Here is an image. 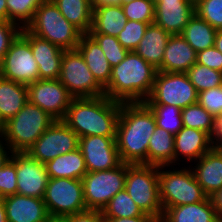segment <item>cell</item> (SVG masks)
<instances>
[{
  "label": "cell",
  "mask_w": 222,
  "mask_h": 222,
  "mask_svg": "<svg viewBox=\"0 0 222 222\" xmlns=\"http://www.w3.org/2000/svg\"><path fill=\"white\" fill-rule=\"evenodd\" d=\"M198 92L186 73L157 71L151 95L145 104H166L184 109L197 103Z\"/></svg>",
  "instance_id": "9"
},
{
  "label": "cell",
  "mask_w": 222,
  "mask_h": 222,
  "mask_svg": "<svg viewBox=\"0 0 222 222\" xmlns=\"http://www.w3.org/2000/svg\"><path fill=\"white\" fill-rule=\"evenodd\" d=\"M210 138L214 146L222 145V112L217 117H214L213 130Z\"/></svg>",
  "instance_id": "46"
},
{
  "label": "cell",
  "mask_w": 222,
  "mask_h": 222,
  "mask_svg": "<svg viewBox=\"0 0 222 222\" xmlns=\"http://www.w3.org/2000/svg\"><path fill=\"white\" fill-rule=\"evenodd\" d=\"M214 46L222 53V30H217Z\"/></svg>",
  "instance_id": "53"
},
{
  "label": "cell",
  "mask_w": 222,
  "mask_h": 222,
  "mask_svg": "<svg viewBox=\"0 0 222 222\" xmlns=\"http://www.w3.org/2000/svg\"><path fill=\"white\" fill-rule=\"evenodd\" d=\"M17 194L16 152L0 168V198Z\"/></svg>",
  "instance_id": "41"
},
{
  "label": "cell",
  "mask_w": 222,
  "mask_h": 222,
  "mask_svg": "<svg viewBox=\"0 0 222 222\" xmlns=\"http://www.w3.org/2000/svg\"><path fill=\"white\" fill-rule=\"evenodd\" d=\"M216 32L208 22L194 14L181 35L198 53L214 46Z\"/></svg>",
  "instance_id": "31"
},
{
  "label": "cell",
  "mask_w": 222,
  "mask_h": 222,
  "mask_svg": "<svg viewBox=\"0 0 222 222\" xmlns=\"http://www.w3.org/2000/svg\"><path fill=\"white\" fill-rule=\"evenodd\" d=\"M26 29L63 50L76 49L83 35L62 15L52 0H45L36 9L33 20Z\"/></svg>",
  "instance_id": "5"
},
{
  "label": "cell",
  "mask_w": 222,
  "mask_h": 222,
  "mask_svg": "<svg viewBox=\"0 0 222 222\" xmlns=\"http://www.w3.org/2000/svg\"><path fill=\"white\" fill-rule=\"evenodd\" d=\"M198 93L222 86V72L195 63L185 72Z\"/></svg>",
  "instance_id": "34"
},
{
  "label": "cell",
  "mask_w": 222,
  "mask_h": 222,
  "mask_svg": "<svg viewBox=\"0 0 222 222\" xmlns=\"http://www.w3.org/2000/svg\"><path fill=\"white\" fill-rule=\"evenodd\" d=\"M88 34L98 43L112 68L121 63L129 52L120 44L116 36L100 33Z\"/></svg>",
  "instance_id": "37"
},
{
  "label": "cell",
  "mask_w": 222,
  "mask_h": 222,
  "mask_svg": "<svg viewBox=\"0 0 222 222\" xmlns=\"http://www.w3.org/2000/svg\"><path fill=\"white\" fill-rule=\"evenodd\" d=\"M28 101L55 120H63L73 97L58 79H39L27 85Z\"/></svg>",
  "instance_id": "14"
},
{
  "label": "cell",
  "mask_w": 222,
  "mask_h": 222,
  "mask_svg": "<svg viewBox=\"0 0 222 222\" xmlns=\"http://www.w3.org/2000/svg\"><path fill=\"white\" fill-rule=\"evenodd\" d=\"M192 167L195 177L208 197L222 188V148L213 146Z\"/></svg>",
  "instance_id": "20"
},
{
  "label": "cell",
  "mask_w": 222,
  "mask_h": 222,
  "mask_svg": "<svg viewBox=\"0 0 222 222\" xmlns=\"http://www.w3.org/2000/svg\"><path fill=\"white\" fill-rule=\"evenodd\" d=\"M3 200L8 222H44L49 216L41 198L14 194Z\"/></svg>",
  "instance_id": "21"
},
{
  "label": "cell",
  "mask_w": 222,
  "mask_h": 222,
  "mask_svg": "<svg viewBox=\"0 0 222 222\" xmlns=\"http://www.w3.org/2000/svg\"><path fill=\"white\" fill-rule=\"evenodd\" d=\"M109 5L121 6V0H91L93 9Z\"/></svg>",
  "instance_id": "50"
},
{
  "label": "cell",
  "mask_w": 222,
  "mask_h": 222,
  "mask_svg": "<svg viewBox=\"0 0 222 222\" xmlns=\"http://www.w3.org/2000/svg\"><path fill=\"white\" fill-rule=\"evenodd\" d=\"M62 15L83 34L92 27L93 8L91 0H52Z\"/></svg>",
  "instance_id": "30"
},
{
  "label": "cell",
  "mask_w": 222,
  "mask_h": 222,
  "mask_svg": "<svg viewBox=\"0 0 222 222\" xmlns=\"http://www.w3.org/2000/svg\"><path fill=\"white\" fill-rule=\"evenodd\" d=\"M127 164L96 172H87L82 178L87 210L102 211L107 203L125 187Z\"/></svg>",
  "instance_id": "8"
},
{
  "label": "cell",
  "mask_w": 222,
  "mask_h": 222,
  "mask_svg": "<svg viewBox=\"0 0 222 222\" xmlns=\"http://www.w3.org/2000/svg\"><path fill=\"white\" fill-rule=\"evenodd\" d=\"M0 20L8 21V8L6 0H0Z\"/></svg>",
  "instance_id": "51"
},
{
  "label": "cell",
  "mask_w": 222,
  "mask_h": 222,
  "mask_svg": "<svg viewBox=\"0 0 222 222\" xmlns=\"http://www.w3.org/2000/svg\"><path fill=\"white\" fill-rule=\"evenodd\" d=\"M105 222H160L157 217H154L149 214H144L142 216L137 217H123V218H104Z\"/></svg>",
  "instance_id": "47"
},
{
  "label": "cell",
  "mask_w": 222,
  "mask_h": 222,
  "mask_svg": "<svg viewBox=\"0 0 222 222\" xmlns=\"http://www.w3.org/2000/svg\"><path fill=\"white\" fill-rule=\"evenodd\" d=\"M45 0H6L8 21L14 22L21 28L33 20L36 9Z\"/></svg>",
  "instance_id": "36"
},
{
  "label": "cell",
  "mask_w": 222,
  "mask_h": 222,
  "mask_svg": "<svg viewBox=\"0 0 222 222\" xmlns=\"http://www.w3.org/2000/svg\"><path fill=\"white\" fill-rule=\"evenodd\" d=\"M197 102L213 117H217L222 112V86L201 91Z\"/></svg>",
  "instance_id": "42"
},
{
  "label": "cell",
  "mask_w": 222,
  "mask_h": 222,
  "mask_svg": "<svg viewBox=\"0 0 222 222\" xmlns=\"http://www.w3.org/2000/svg\"><path fill=\"white\" fill-rule=\"evenodd\" d=\"M28 102L27 85L0 76V123L14 117Z\"/></svg>",
  "instance_id": "26"
},
{
  "label": "cell",
  "mask_w": 222,
  "mask_h": 222,
  "mask_svg": "<svg viewBox=\"0 0 222 222\" xmlns=\"http://www.w3.org/2000/svg\"><path fill=\"white\" fill-rule=\"evenodd\" d=\"M131 1H134V0H121V6L124 4L130 3Z\"/></svg>",
  "instance_id": "55"
},
{
  "label": "cell",
  "mask_w": 222,
  "mask_h": 222,
  "mask_svg": "<svg viewBox=\"0 0 222 222\" xmlns=\"http://www.w3.org/2000/svg\"><path fill=\"white\" fill-rule=\"evenodd\" d=\"M156 126L155 116L144 102L121 103L116 132L121 162L147 165L149 140Z\"/></svg>",
  "instance_id": "1"
},
{
  "label": "cell",
  "mask_w": 222,
  "mask_h": 222,
  "mask_svg": "<svg viewBox=\"0 0 222 222\" xmlns=\"http://www.w3.org/2000/svg\"><path fill=\"white\" fill-rule=\"evenodd\" d=\"M2 129H3V125L0 123V136H1V133H2Z\"/></svg>",
  "instance_id": "56"
},
{
  "label": "cell",
  "mask_w": 222,
  "mask_h": 222,
  "mask_svg": "<svg viewBox=\"0 0 222 222\" xmlns=\"http://www.w3.org/2000/svg\"><path fill=\"white\" fill-rule=\"evenodd\" d=\"M127 21L122 6L109 5L94 8L89 33L117 36L124 29Z\"/></svg>",
  "instance_id": "28"
},
{
  "label": "cell",
  "mask_w": 222,
  "mask_h": 222,
  "mask_svg": "<svg viewBox=\"0 0 222 222\" xmlns=\"http://www.w3.org/2000/svg\"><path fill=\"white\" fill-rule=\"evenodd\" d=\"M79 136L63 120H55L35 141L27 153L46 164L61 154L78 148Z\"/></svg>",
  "instance_id": "12"
},
{
  "label": "cell",
  "mask_w": 222,
  "mask_h": 222,
  "mask_svg": "<svg viewBox=\"0 0 222 222\" xmlns=\"http://www.w3.org/2000/svg\"><path fill=\"white\" fill-rule=\"evenodd\" d=\"M196 63L222 72V53L215 46L205 49L197 53Z\"/></svg>",
  "instance_id": "44"
},
{
  "label": "cell",
  "mask_w": 222,
  "mask_h": 222,
  "mask_svg": "<svg viewBox=\"0 0 222 222\" xmlns=\"http://www.w3.org/2000/svg\"><path fill=\"white\" fill-rule=\"evenodd\" d=\"M43 201L49 215L69 216L87 210L82 180L49 178Z\"/></svg>",
  "instance_id": "11"
},
{
  "label": "cell",
  "mask_w": 222,
  "mask_h": 222,
  "mask_svg": "<svg viewBox=\"0 0 222 222\" xmlns=\"http://www.w3.org/2000/svg\"><path fill=\"white\" fill-rule=\"evenodd\" d=\"M29 43L38 63L39 79H59L64 50L30 33L26 28L20 33Z\"/></svg>",
  "instance_id": "18"
},
{
  "label": "cell",
  "mask_w": 222,
  "mask_h": 222,
  "mask_svg": "<svg viewBox=\"0 0 222 222\" xmlns=\"http://www.w3.org/2000/svg\"><path fill=\"white\" fill-rule=\"evenodd\" d=\"M153 112L156 125L176 135L183 128L182 114L179 107L166 104H146Z\"/></svg>",
  "instance_id": "33"
},
{
  "label": "cell",
  "mask_w": 222,
  "mask_h": 222,
  "mask_svg": "<svg viewBox=\"0 0 222 222\" xmlns=\"http://www.w3.org/2000/svg\"><path fill=\"white\" fill-rule=\"evenodd\" d=\"M160 222H220L210 197L193 204L163 210Z\"/></svg>",
  "instance_id": "24"
},
{
  "label": "cell",
  "mask_w": 222,
  "mask_h": 222,
  "mask_svg": "<svg viewBox=\"0 0 222 222\" xmlns=\"http://www.w3.org/2000/svg\"><path fill=\"white\" fill-rule=\"evenodd\" d=\"M147 165H174V135L158 126L149 140Z\"/></svg>",
  "instance_id": "29"
},
{
  "label": "cell",
  "mask_w": 222,
  "mask_h": 222,
  "mask_svg": "<svg viewBox=\"0 0 222 222\" xmlns=\"http://www.w3.org/2000/svg\"><path fill=\"white\" fill-rule=\"evenodd\" d=\"M76 49L83 56L96 82L105 89L111 78L112 67L98 43L89 34H83Z\"/></svg>",
  "instance_id": "23"
},
{
  "label": "cell",
  "mask_w": 222,
  "mask_h": 222,
  "mask_svg": "<svg viewBox=\"0 0 222 222\" xmlns=\"http://www.w3.org/2000/svg\"><path fill=\"white\" fill-rule=\"evenodd\" d=\"M73 98H89L104 95V89L96 82L83 56L77 49L64 50L58 79Z\"/></svg>",
  "instance_id": "10"
},
{
  "label": "cell",
  "mask_w": 222,
  "mask_h": 222,
  "mask_svg": "<svg viewBox=\"0 0 222 222\" xmlns=\"http://www.w3.org/2000/svg\"><path fill=\"white\" fill-rule=\"evenodd\" d=\"M54 121L48 113L28 101L14 117L3 124L1 137L12 153L27 152Z\"/></svg>",
  "instance_id": "4"
},
{
  "label": "cell",
  "mask_w": 222,
  "mask_h": 222,
  "mask_svg": "<svg viewBox=\"0 0 222 222\" xmlns=\"http://www.w3.org/2000/svg\"><path fill=\"white\" fill-rule=\"evenodd\" d=\"M0 76L24 85L39 80L38 63L30 43L19 34L0 63Z\"/></svg>",
  "instance_id": "13"
},
{
  "label": "cell",
  "mask_w": 222,
  "mask_h": 222,
  "mask_svg": "<svg viewBox=\"0 0 222 222\" xmlns=\"http://www.w3.org/2000/svg\"><path fill=\"white\" fill-rule=\"evenodd\" d=\"M44 222H69L67 216L49 215Z\"/></svg>",
  "instance_id": "52"
},
{
  "label": "cell",
  "mask_w": 222,
  "mask_h": 222,
  "mask_svg": "<svg viewBox=\"0 0 222 222\" xmlns=\"http://www.w3.org/2000/svg\"><path fill=\"white\" fill-rule=\"evenodd\" d=\"M67 217L69 222H105L104 216L99 210H85Z\"/></svg>",
  "instance_id": "45"
},
{
  "label": "cell",
  "mask_w": 222,
  "mask_h": 222,
  "mask_svg": "<svg viewBox=\"0 0 222 222\" xmlns=\"http://www.w3.org/2000/svg\"><path fill=\"white\" fill-rule=\"evenodd\" d=\"M214 146L210 136L201 130L183 128L174 135V165L183 159L190 163L197 161ZM183 157V158H181Z\"/></svg>",
  "instance_id": "19"
},
{
  "label": "cell",
  "mask_w": 222,
  "mask_h": 222,
  "mask_svg": "<svg viewBox=\"0 0 222 222\" xmlns=\"http://www.w3.org/2000/svg\"><path fill=\"white\" fill-rule=\"evenodd\" d=\"M210 199L216 210L219 221L222 222V188L211 195Z\"/></svg>",
  "instance_id": "48"
},
{
  "label": "cell",
  "mask_w": 222,
  "mask_h": 222,
  "mask_svg": "<svg viewBox=\"0 0 222 222\" xmlns=\"http://www.w3.org/2000/svg\"><path fill=\"white\" fill-rule=\"evenodd\" d=\"M124 189L143 213L161 219L158 166L127 164Z\"/></svg>",
  "instance_id": "7"
},
{
  "label": "cell",
  "mask_w": 222,
  "mask_h": 222,
  "mask_svg": "<svg viewBox=\"0 0 222 222\" xmlns=\"http://www.w3.org/2000/svg\"><path fill=\"white\" fill-rule=\"evenodd\" d=\"M78 148L83 154L88 172L109 170L121 163L116 137H80Z\"/></svg>",
  "instance_id": "15"
},
{
  "label": "cell",
  "mask_w": 222,
  "mask_h": 222,
  "mask_svg": "<svg viewBox=\"0 0 222 222\" xmlns=\"http://www.w3.org/2000/svg\"><path fill=\"white\" fill-rule=\"evenodd\" d=\"M195 14L214 29L222 30V0H194Z\"/></svg>",
  "instance_id": "38"
},
{
  "label": "cell",
  "mask_w": 222,
  "mask_h": 222,
  "mask_svg": "<svg viewBox=\"0 0 222 222\" xmlns=\"http://www.w3.org/2000/svg\"><path fill=\"white\" fill-rule=\"evenodd\" d=\"M154 23L170 35H181L184 27L195 14L194 0H153Z\"/></svg>",
  "instance_id": "17"
},
{
  "label": "cell",
  "mask_w": 222,
  "mask_h": 222,
  "mask_svg": "<svg viewBox=\"0 0 222 222\" xmlns=\"http://www.w3.org/2000/svg\"><path fill=\"white\" fill-rule=\"evenodd\" d=\"M148 25V23L128 20L124 29L116 37L126 50L134 51L143 38Z\"/></svg>",
  "instance_id": "40"
},
{
  "label": "cell",
  "mask_w": 222,
  "mask_h": 222,
  "mask_svg": "<svg viewBox=\"0 0 222 222\" xmlns=\"http://www.w3.org/2000/svg\"><path fill=\"white\" fill-rule=\"evenodd\" d=\"M157 69L134 51L112 68L104 95L120 103L145 102L153 90Z\"/></svg>",
  "instance_id": "3"
},
{
  "label": "cell",
  "mask_w": 222,
  "mask_h": 222,
  "mask_svg": "<svg viewBox=\"0 0 222 222\" xmlns=\"http://www.w3.org/2000/svg\"><path fill=\"white\" fill-rule=\"evenodd\" d=\"M0 222H8L3 198H0Z\"/></svg>",
  "instance_id": "54"
},
{
  "label": "cell",
  "mask_w": 222,
  "mask_h": 222,
  "mask_svg": "<svg viewBox=\"0 0 222 222\" xmlns=\"http://www.w3.org/2000/svg\"><path fill=\"white\" fill-rule=\"evenodd\" d=\"M17 194L43 199L49 176L45 164L27 152H16Z\"/></svg>",
  "instance_id": "16"
},
{
  "label": "cell",
  "mask_w": 222,
  "mask_h": 222,
  "mask_svg": "<svg viewBox=\"0 0 222 222\" xmlns=\"http://www.w3.org/2000/svg\"><path fill=\"white\" fill-rule=\"evenodd\" d=\"M8 150V151H6ZM10 154V155H9ZM12 151L0 136V168L10 159Z\"/></svg>",
  "instance_id": "49"
},
{
  "label": "cell",
  "mask_w": 222,
  "mask_h": 222,
  "mask_svg": "<svg viewBox=\"0 0 222 222\" xmlns=\"http://www.w3.org/2000/svg\"><path fill=\"white\" fill-rule=\"evenodd\" d=\"M122 8L128 20L154 23L155 3L153 0H134L122 5Z\"/></svg>",
  "instance_id": "39"
},
{
  "label": "cell",
  "mask_w": 222,
  "mask_h": 222,
  "mask_svg": "<svg viewBox=\"0 0 222 222\" xmlns=\"http://www.w3.org/2000/svg\"><path fill=\"white\" fill-rule=\"evenodd\" d=\"M183 126L206 132L209 136L213 130L214 117L198 102L181 109Z\"/></svg>",
  "instance_id": "35"
},
{
  "label": "cell",
  "mask_w": 222,
  "mask_h": 222,
  "mask_svg": "<svg viewBox=\"0 0 222 222\" xmlns=\"http://www.w3.org/2000/svg\"><path fill=\"white\" fill-rule=\"evenodd\" d=\"M170 36L162 27L151 23L134 52L158 69L162 65L164 51Z\"/></svg>",
  "instance_id": "25"
},
{
  "label": "cell",
  "mask_w": 222,
  "mask_h": 222,
  "mask_svg": "<svg viewBox=\"0 0 222 222\" xmlns=\"http://www.w3.org/2000/svg\"><path fill=\"white\" fill-rule=\"evenodd\" d=\"M49 178H71L82 180L88 172L83 154L77 148L67 154H61L46 164Z\"/></svg>",
  "instance_id": "27"
},
{
  "label": "cell",
  "mask_w": 222,
  "mask_h": 222,
  "mask_svg": "<svg viewBox=\"0 0 222 222\" xmlns=\"http://www.w3.org/2000/svg\"><path fill=\"white\" fill-rule=\"evenodd\" d=\"M121 103L105 95L73 98L63 121L80 137H116Z\"/></svg>",
  "instance_id": "2"
},
{
  "label": "cell",
  "mask_w": 222,
  "mask_h": 222,
  "mask_svg": "<svg viewBox=\"0 0 222 222\" xmlns=\"http://www.w3.org/2000/svg\"><path fill=\"white\" fill-rule=\"evenodd\" d=\"M196 51L182 35H171L157 71L185 73L196 63Z\"/></svg>",
  "instance_id": "22"
},
{
  "label": "cell",
  "mask_w": 222,
  "mask_h": 222,
  "mask_svg": "<svg viewBox=\"0 0 222 222\" xmlns=\"http://www.w3.org/2000/svg\"><path fill=\"white\" fill-rule=\"evenodd\" d=\"M104 218H131L145 213L135 204L125 189L119 191L101 211Z\"/></svg>",
  "instance_id": "32"
},
{
  "label": "cell",
  "mask_w": 222,
  "mask_h": 222,
  "mask_svg": "<svg viewBox=\"0 0 222 222\" xmlns=\"http://www.w3.org/2000/svg\"><path fill=\"white\" fill-rule=\"evenodd\" d=\"M189 167L175 169L172 166H158L159 192L162 209L193 204L206 200L208 196L199 185L195 174ZM165 167L169 170L164 171ZM162 170V171H161Z\"/></svg>",
  "instance_id": "6"
},
{
  "label": "cell",
  "mask_w": 222,
  "mask_h": 222,
  "mask_svg": "<svg viewBox=\"0 0 222 222\" xmlns=\"http://www.w3.org/2000/svg\"><path fill=\"white\" fill-rule=\"evenodd\" d=\"M21 27L14 22L0 20V63L11 43L21 33Z\"/></svg>",
  "instance_id": "43"
}]
</instances>
